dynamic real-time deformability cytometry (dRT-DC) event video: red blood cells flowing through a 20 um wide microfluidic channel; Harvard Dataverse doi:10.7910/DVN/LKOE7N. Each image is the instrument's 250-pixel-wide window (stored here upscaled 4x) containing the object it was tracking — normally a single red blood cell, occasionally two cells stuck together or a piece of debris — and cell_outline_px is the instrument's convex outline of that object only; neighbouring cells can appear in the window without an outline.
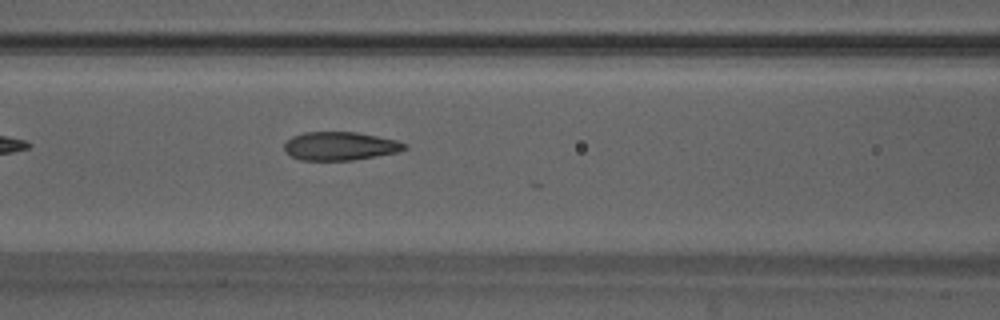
{"species": "Egyptian fruit bat (a non-hibernating species)", "species_latin": "Rousettus aegyptiacus", "temperature_condition": "warm", "stored_images_in_passage": 9, "camera_frame_rate_fps": 3000, "um_per_image_px": 0.085, "animal": {"sex": "male"}, "frame": {"image": 1, "passage_image": 7, "time_ms": 2.0, "image_size_px": [1000, 320], "cell_outline_px": [[408, 148], [396, 152], [376, 156], [352, 160], [300, 160], [292, 156], [284, 148], [284, 144], [292, 136], [304, 132], [356, 132], [396, 140], [408, 144]], "centroid_in_image_um": [28.92, 12.41], "position_along_channel_um": 137.7, "area_um2": 19.77}}